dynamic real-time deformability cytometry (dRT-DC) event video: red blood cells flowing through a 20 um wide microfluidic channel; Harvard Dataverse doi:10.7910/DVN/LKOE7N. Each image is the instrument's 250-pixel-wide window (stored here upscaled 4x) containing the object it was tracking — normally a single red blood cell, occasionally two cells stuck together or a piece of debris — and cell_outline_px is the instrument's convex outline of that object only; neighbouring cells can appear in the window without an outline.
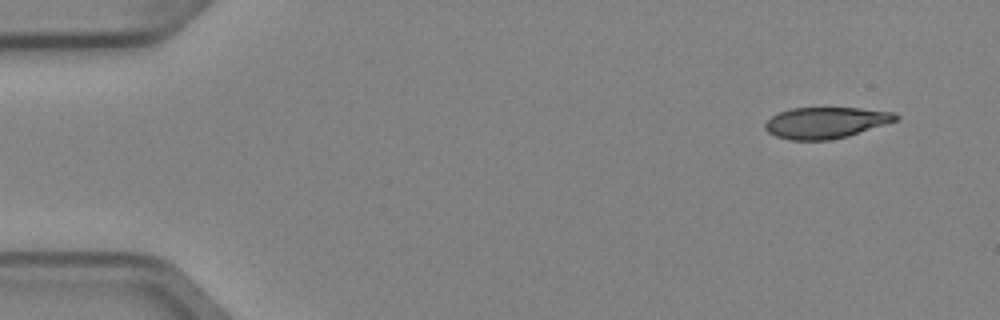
{"species": "Egyptian fruit bat (a non-hibernating species)", "species_latin": "Rousettus aegyptiacus", "temperature_condition": "cold", "stored_images_in_passage": 5, "camera_frame_rate_fps": 3000, "um_per_image_px": 0.085, "animal": {"sex": "female"}, "frame": {"image": 1, "passage_image": 1, "time_ms": 0.0, "image_size_px": [1000, 320], "cell_outline_px": [[900, 120], [848, 136], [828, 140], [788, 140], [776, 136], [768, 132], [764, 128], [764, 124], [772, 116], [780, 112], [792, 108], [860, 108], [896, 112], [900, 116]], "centroid_in_image_um": [70.24, 10.43], "position_along_channel_um": 14.8, "area_um2": 23.93}}
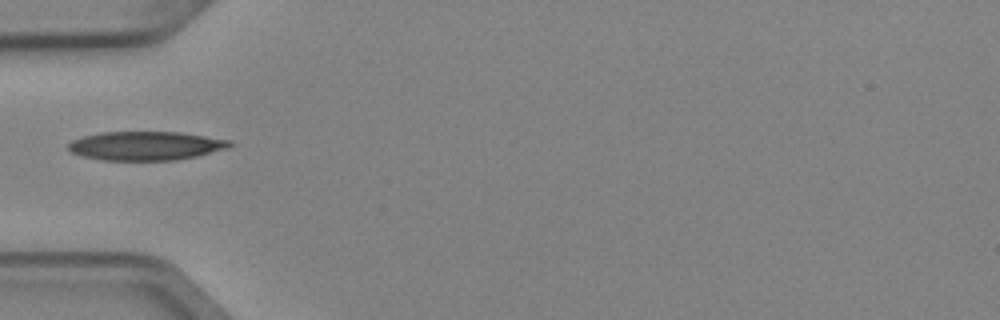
{"frame": {"image": 2, "passage_image": 4, "time_ms": 1.0, "image_size_px": [1000, 320], "cell_outline_px": [[232, 144], [228, 148], [196, 156], [176, 160], [104, 160], [80, 156], [72, 152], [68, 148], [68, 144], [72, 140], [84, 136], [100, 132], [180, 132], [232, 140]], "centroid_in_image_um": [12.39, 12.39], "position_along_channel_um": 72.6, "area_um2": 27.11}}
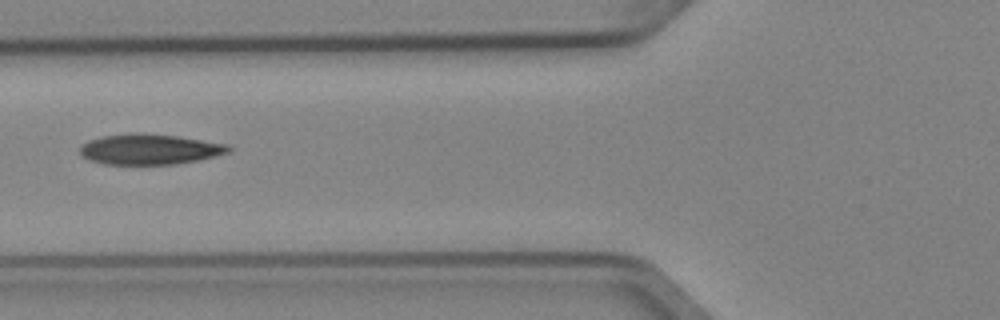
{"frame": {"image": 3, "passage_image": 5, "time_ms": 1.333, "image_size_px": [1000, 320], "cell_outline_px": [[232, 152], [216, 156], [176, 164], [104, 164], [88, 160], [80, 156], [80, 144], [88, 140], [100, 136], [176, 136], [228, 144], [232, 148]], "centroid_in_image_um": [12.72, 12.73], "position_along_channel_um": 113.1, "area_um2": 25.55}}